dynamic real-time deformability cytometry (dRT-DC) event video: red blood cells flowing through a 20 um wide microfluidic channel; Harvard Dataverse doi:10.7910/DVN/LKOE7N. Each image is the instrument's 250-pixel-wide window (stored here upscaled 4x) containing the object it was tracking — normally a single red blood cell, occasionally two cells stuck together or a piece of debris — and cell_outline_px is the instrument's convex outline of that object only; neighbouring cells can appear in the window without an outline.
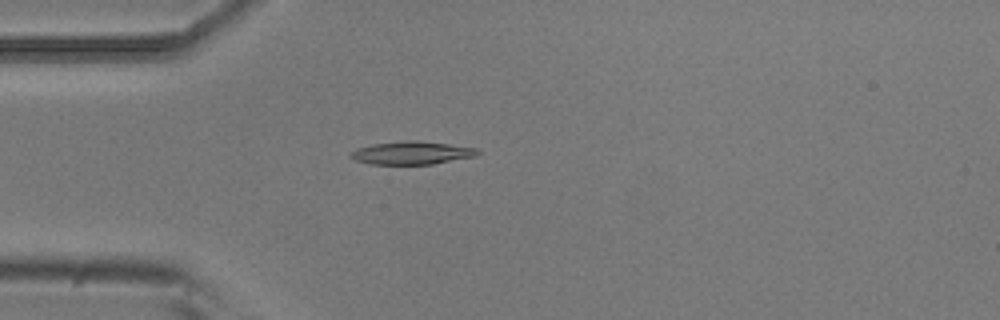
{"species": "common noctule bat (a hibernating species)", "species_latin": "Nyctalus noctula", "temperature_condition": "room temperature", "stored_images_in_passage": 5, "camera_frame_rate_fps": 3000, "um_per_image_px": 0.085, "animal": {"sex": "male", "body_mass_g": 20.5, "forearm_length_mm": 52.5}, "frame": {"image": 1, "passage_image": 4, "time_ms": 1.0, "image_size_px": [1000, 320], "cell_outline_px": [[480, 152], [476, 156], [432, 164], [372, 164], [356, 160], [348, 156], [356, 148], [372, 144], [408, 140], [416, 140], [448, 144], [476, 148]], "centroid_in_image_um": [34.99, 12.99], "position_along_channel_um": 50.0, "area_um2": 16.88}}